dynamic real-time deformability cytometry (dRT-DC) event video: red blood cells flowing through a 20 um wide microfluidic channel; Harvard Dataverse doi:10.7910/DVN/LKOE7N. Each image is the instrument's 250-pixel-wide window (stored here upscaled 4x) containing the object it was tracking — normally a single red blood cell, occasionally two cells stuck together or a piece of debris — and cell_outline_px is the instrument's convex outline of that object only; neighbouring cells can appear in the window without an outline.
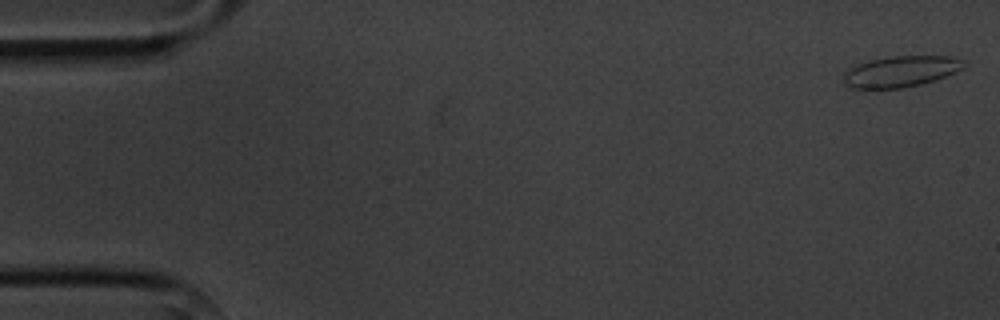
{"species": "common noctule bat (a hibernating species)", "species_latin": "Nyctalus noctula", "temperature_condition": "cold", "stored_images_in_passage": 6, "camera_frame_rate_fps": 3000, "um_per_image_px": 0.085, "animal": {"sex": "male", "body_mass_g": 20.1, "forearm_length_mm": 53.5}, "frame": {"image": 1, "passage_image": 1, "time_ms": 0.0, "image_size_px": [1000, 320], "cell_outline_px": [[964, 68], [944, 76], [920, 84], [900, 88], [852, 88], [844, 84], [844, 72], [848, 68], [868, 60], [888, 56], [948, 56], [964, 60]], "centroid_in_image_um": [76.52, 6.06], "position_along_channel_um": 8.5, "area_um2": 21.56}}
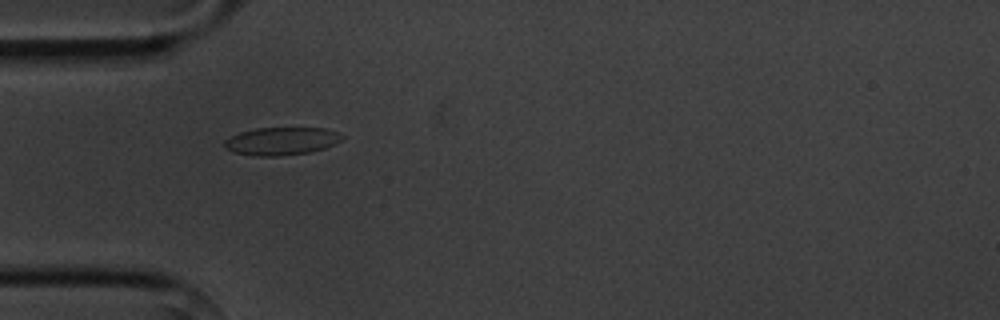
{"frame": {"image": 2, "passage_image": 5, "time_ms": 5.0, "image_size_px": [1000, 320], "cell_outline_px": [[344, 136], [340, 140], [324, 148], [308, 152], [276, 156], [252, 156], [232, 152], [224, 148], [224, 140], [240, 132], [256, 128], [324, 128], [336, 132]], "centroid_in_image_um": [23.85, 12.0], "position_along_channel_um": 61.1, "area_um2": 18.9}}
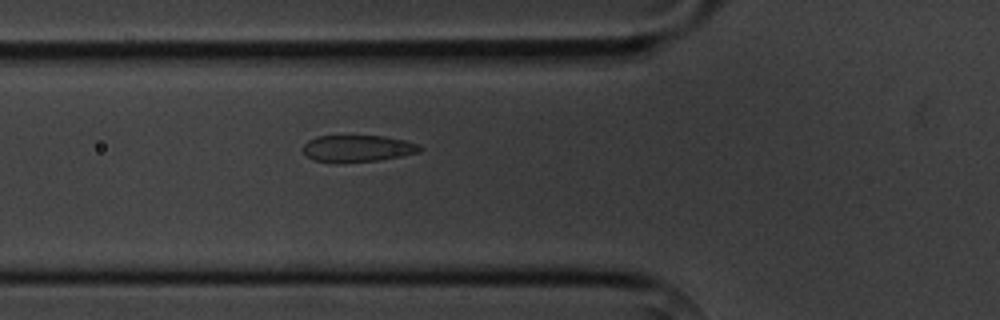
{"frame": {"image": 3, "passage_image": 6, "time_ms": 6.0, "image_size_px": [1000, 320], "cell_outline_px": [[424, 148], [420, 152], [380, 160], [312, 160], [304, 156], [304, 144], [308, 140], [316, 136], [384, 136], [404, 140], [420, 144]], "centroid_in_image_um": [30.44, 12.58], "position_along_channel_um": 95.4, "area_um2": 17.69}}